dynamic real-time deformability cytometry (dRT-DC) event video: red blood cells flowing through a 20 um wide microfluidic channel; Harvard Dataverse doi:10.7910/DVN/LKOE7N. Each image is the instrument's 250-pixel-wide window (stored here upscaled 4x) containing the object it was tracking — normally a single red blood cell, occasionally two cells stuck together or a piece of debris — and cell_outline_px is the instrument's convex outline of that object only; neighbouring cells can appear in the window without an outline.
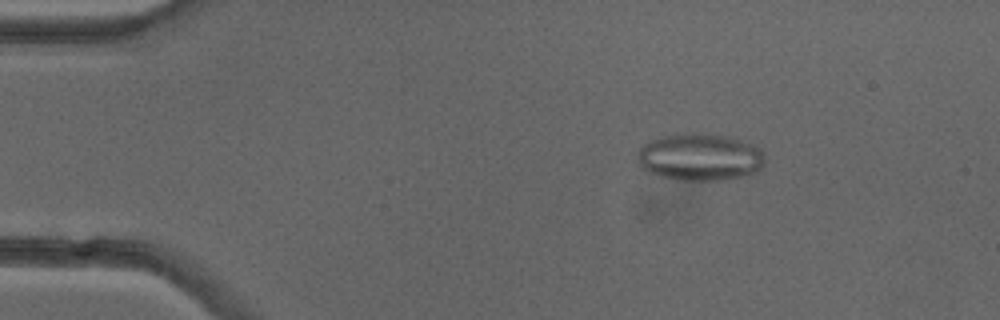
{"species": "common noctule bat (a hibernating species)", "species_latin": "Nyctalus noctula", "temperature_condition": "cold", "stored_images_in_passage": 51, "camera_frame_rate_fps": 3000, "um_per_image_px": 0.085, "animal": {"sex": "female"}, "frame": {"image": 1, "passage_image": 8, "time_ms": 2.333, "image_size_px": [1000, 320], "cell_outline_px": [[764, 164], [760, 172], [728, 180], [680, 180], [660, 176], [648, 172], [640, 164], [636, 152], [644, 144], [660, 136], [672, 132], [704, 132], [724, 136], [740, 140], [752, 144], [760, 148], [764, 152]], "centroid_in_image_um": [59.52, 13.34], "position_along_channel_um": 25.5, "area_um2": 35.78}, "authors_computed_cell_mechanics": {"area_um2": 26.6458, "velocity_mm_per_s": 3.9864, "shape_relaxation_time_tau1_ms": null, "shape_relaxation_time_tau2_ms": 1.6325, "deformation_change_tau1": null, "deformation_change_tau2": 0.0971}}